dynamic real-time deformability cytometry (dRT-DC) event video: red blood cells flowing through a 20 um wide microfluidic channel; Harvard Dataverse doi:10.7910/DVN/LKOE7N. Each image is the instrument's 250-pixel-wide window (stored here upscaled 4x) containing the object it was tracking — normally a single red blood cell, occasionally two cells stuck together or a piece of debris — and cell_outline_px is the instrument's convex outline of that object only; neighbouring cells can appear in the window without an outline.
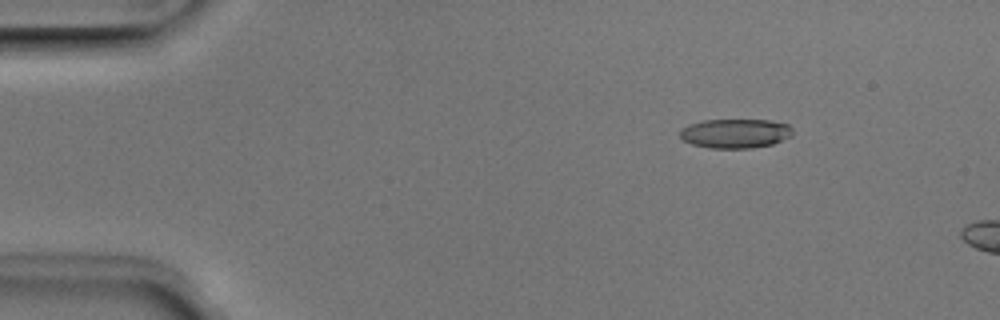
{"species": "Egyptian fruit bat (a non-hibernating species)", "species_latin": "Rousettus aegyptiacus", "temperature_condition": "room temperature", "stored_images_in_passage": 4, "camera_frame_rate_fps": 3000, "um_per_image_px": 0.085, "animal": {"sex": "male"}, "frame": {"image": 1, "passage_image": 2, "time_ms": 0.333, "image_size_px": [1000, 320], "cell_outline_px": [[792, 136], [772, 144], [752, 148], [708, 148], [692, 144], [684, 140], [680, 136], [680, 128], [704, 120], [768, 120], [788, 124], [792, 128]], "centroid_in_image_um": [62.51, 11.34], "position_along_channel_um": 22.5, "area_um2": 19.19}}